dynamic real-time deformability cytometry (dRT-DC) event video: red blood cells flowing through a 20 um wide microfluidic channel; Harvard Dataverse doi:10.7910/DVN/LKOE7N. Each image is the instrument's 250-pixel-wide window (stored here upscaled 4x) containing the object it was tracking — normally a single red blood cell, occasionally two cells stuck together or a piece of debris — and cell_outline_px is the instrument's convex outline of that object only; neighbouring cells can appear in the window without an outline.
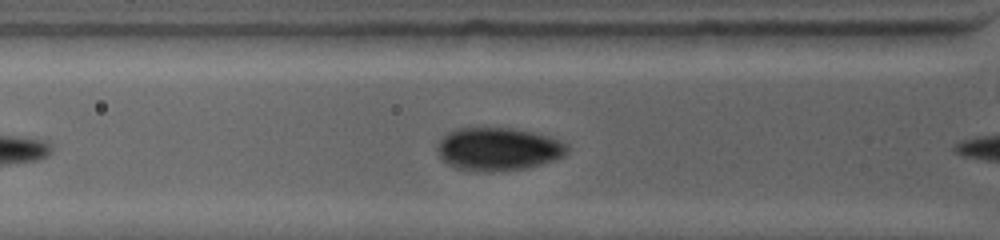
{"species": "common noctule bat (a hibernating species)", "species_latin": "Nyctalus noctula", "temperature_condition": "warm", "stored_images_in_passage": 8, "camera_frame_rate_fps": 4500, "um_per_image_px": 0.085, "animal": {"sex": "female", "body_mass_g": 19.0, "forearm_length_mm": 53.3}, "frame": {"image": 1, "passage_image": 6, "time_ms": 1.556, "image_size_px": [1000, 240], "cell_outline_px": [[568, 152], [564, 156], [540, 164], [524, 168], [500, 172], [476, 172], [456, 168], [448, 164], [440, 156], [436, 148], [436, 144], [448, 132], [456, 128], [512, 128], [532, 132], [548, 136], [560, 140], [568, 144]], "centroid_in_image_um": [42.33, 12.68], "position_along_channel_um": 83.5, "area_um2": 32.77}}